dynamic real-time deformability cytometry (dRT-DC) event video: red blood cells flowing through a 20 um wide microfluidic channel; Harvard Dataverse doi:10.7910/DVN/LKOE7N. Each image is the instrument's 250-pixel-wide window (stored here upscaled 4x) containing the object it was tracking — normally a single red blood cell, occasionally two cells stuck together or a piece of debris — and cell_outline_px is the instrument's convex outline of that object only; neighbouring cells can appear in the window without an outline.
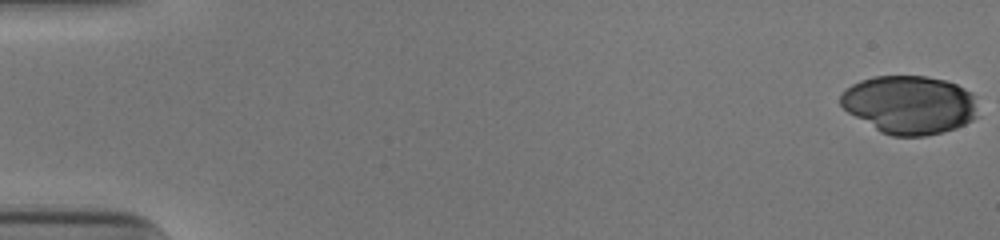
{"species": "human", "species_latin": "Homo sapiens", "temperature_condition": "cold", "stored_images_in_passage": 53, "camera_frame_rate_fps": 3000, "um_per_image_px": 0.085, "donor": {"sex": "male"}, "frame": {"image": 1, "passage_image": 1, "time_ms": 0.0, "image_size_px": [1000, 240], "cell_outline_px": [[980, 116], [956, 128], [944, 132], [924, 136], [892, 136], [880, 132], [848, 112], [840, 104], [840, 96], [852, 84], [860, 80], [872, 76], [924, 76], [944, 80], [956, 84], [972, 92]], "centroid_in_image_um": [77.33, 8.91], "position_along_channel_um": 7.7, "area_um2": 46.88}}
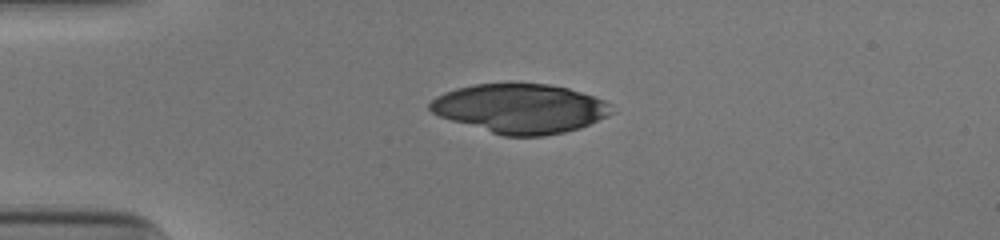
{"frame": {"image": 2, "passage_image": 14, "time_ms": 4.333, "image_size_px": [1000, 240], "cell_outline_px": [[616, 112], [608, 116], [580, 128], [564, 132], [544, 136], [504, 136], [452, 120], [440, 116], [432, 112], [428, 108], [428, 104], [436, 96], [444, 92], [456, 88], [472, 84], [508, 80], [512, 80], [548, 84], [568, 88], [604, 100]], "centroid_in_image_um": [44.21, 9.18], "position_along_channel_um": 40.8, "area_um2": 53.06}}